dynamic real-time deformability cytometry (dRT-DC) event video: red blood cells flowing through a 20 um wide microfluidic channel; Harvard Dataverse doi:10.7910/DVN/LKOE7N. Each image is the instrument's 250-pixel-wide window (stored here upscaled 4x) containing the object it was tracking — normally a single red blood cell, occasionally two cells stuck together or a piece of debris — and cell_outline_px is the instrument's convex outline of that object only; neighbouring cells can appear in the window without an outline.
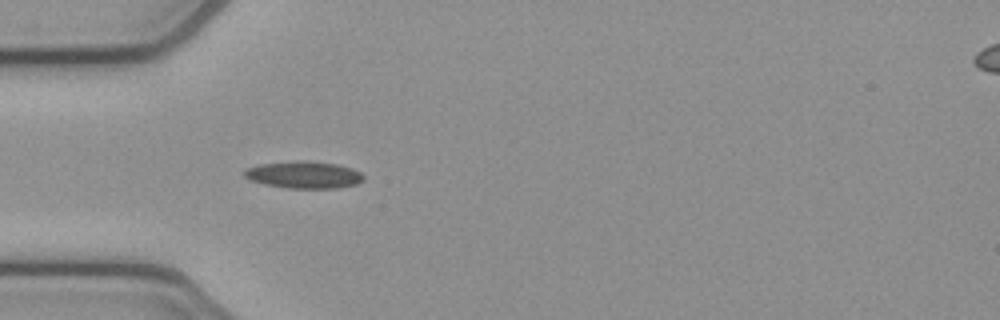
{"species": "common noctule bat (a hibernating species)", "species_latin": "Nyctalus noctula", "temperature_condition": "cold", "stored_images_in_passage": 4, "camera_frame_rate_fps": 3000, "um_per_image_px": 0.085, "animal": {"sex": "female", "body_mass_g": 21.9}, "frame": {"image": 1, "passage_image": 4, "time_ms": 1.0, "image_size_px": [1000, 320], "cell_outline_px": [[364, 180], [356, 184], [336, 188], [288, 188], [264, 184], [252, 180], [244, 176], [244, 168], [260, 164], [296, 160], [304, 160], [336, 164], [352, 168], [360, 172], [364, 176]], "centroid_in_image_um": [25.82, 14.85], "position_along_channel_um": 59.2, "area_um2": 18.84}}